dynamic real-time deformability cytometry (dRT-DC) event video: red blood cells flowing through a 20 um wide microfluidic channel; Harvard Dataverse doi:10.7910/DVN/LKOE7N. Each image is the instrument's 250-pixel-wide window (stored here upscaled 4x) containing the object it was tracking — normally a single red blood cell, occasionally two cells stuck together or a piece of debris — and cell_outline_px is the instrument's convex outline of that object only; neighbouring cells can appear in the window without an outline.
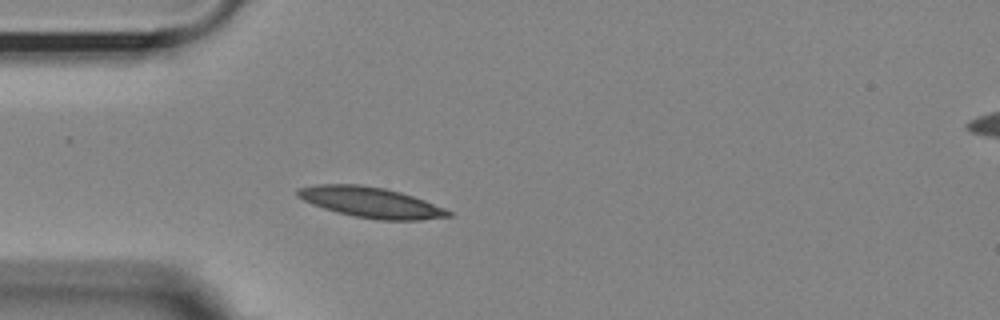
{"species": "Egyptian fruit bat (a non-hibernating species)", "species_latin": "Rousettus aegyptiacus", "temperature_condition": "room temperature", "stored_images_in_passage": 41, "camera_frame_rate_fps": 3000, "um_per_image_px": 0.085, "animal": {"sex": "female"}, "frame": {"image": 1, "passage_image": 1, "time_ms": 0.0, "image_size_px": [1000, 320], "cell_outline_px": [[452, 216], [420, 220], [376, 220], [336, 212], [312, 204], [296, 196], [296, 188], [316, 184], [360, 184], [384, 188], [400, 192], [424, 200], [444, 208], [452, 212]], "centroid_in_image_um": [31.49, 17.19], "position_along_channel_um": 53.5, "area_um2": 26.76}}
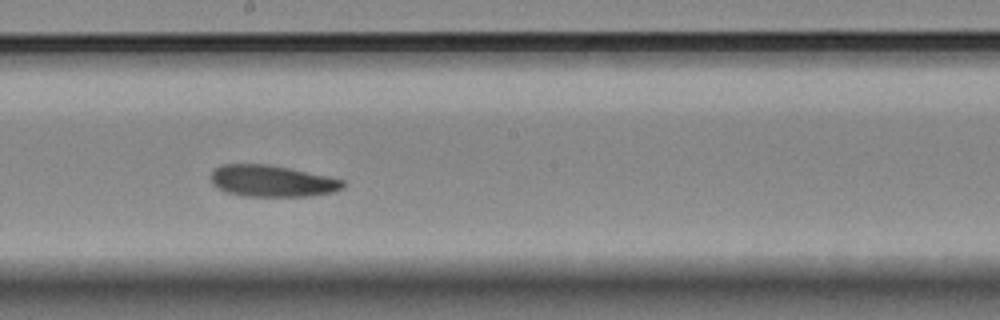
{"frame": {"image": 2, "passage_image": 16, "time_ms": 5.0, "image_size_px": [1000, 320], "cell_outline_px": [[344, 188], [332, 192], [312, 196], [244, 196], [228, 192], [216, 188], [212, 184], [212, 172], [220, 164], [268, 164], [328, 176], [344, 180]], "centroid_in_image_um": [23.12, 15.39], "position_along_channel_um": 225.1, "area_um2": 24.22}}
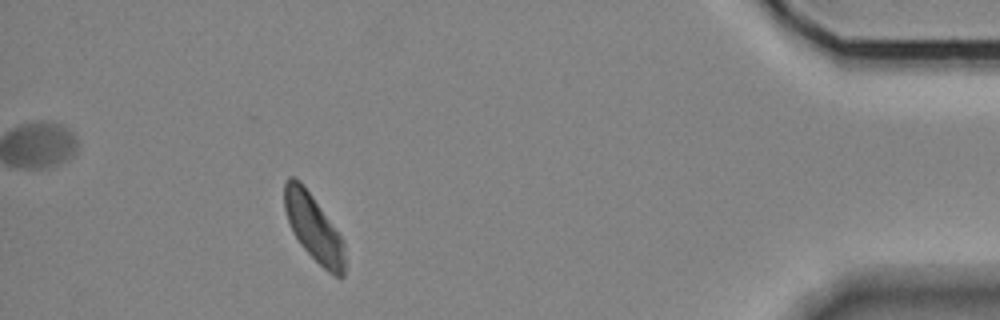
{"frame": {"image": 3, "passage_image": 36, "time_ms": 11.667, "image_size_px": [1000, 320], "cell_outline_px": [[344, 276], [340, 280], [328, 272], [300, 244], [288, 220], [284, 208], [284, 180], [288, 176], [292, 176], [300, 180], [312, 196], [344, 240]], "centroid_in_image_um": [26.66, 19.35], "position_along_channel_um": 408.5, "area_um2": 23.24}, "authors_computed_cell_mechanics": {"area_um2": 24.565, "velocity_mm_per_s": 3.5527, "shape_relaxation_time_tau1_ms": 6.4451, "shape_relaxation_time_tau2_ms": null, "deformation_change_tau1": 0.1408, "deformation_change_tau2": null}}